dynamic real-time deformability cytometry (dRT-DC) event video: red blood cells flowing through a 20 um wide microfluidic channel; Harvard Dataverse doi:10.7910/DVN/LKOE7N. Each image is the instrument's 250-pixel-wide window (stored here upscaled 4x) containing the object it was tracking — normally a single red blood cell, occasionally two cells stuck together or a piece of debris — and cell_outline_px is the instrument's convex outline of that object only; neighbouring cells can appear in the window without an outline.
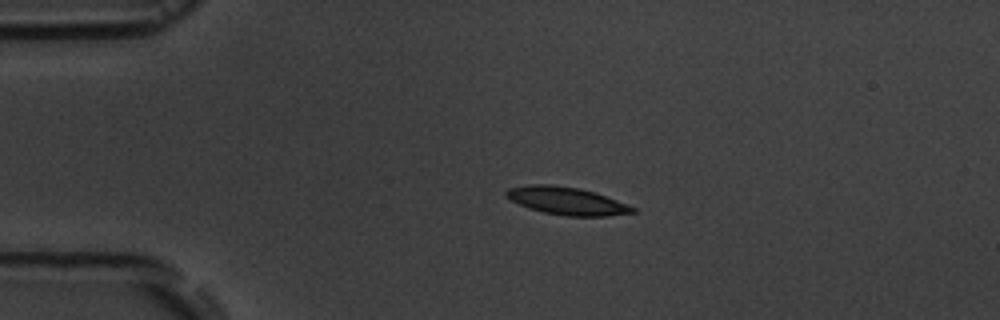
{"species": "common noctule bat (a hibernating species)", "species_latin": "Nyctalus noctula", "temperature_condition": "room temperature", "stored_images_in_passage": 3, "camera_frame_rate_fps": 3000, "um_per_image_px": 0.085, "animal": {"sex": "male", "body_mass_g": 19.5, "forearm_length_mm": 54.6}, "frame": {"image": 1, "passage_image": 3, "time_ms": 2.333, "image_size_px": [1000, 320], "cell_outline_px": [[636, 212], [608, 216], [568, 216], [544, 212], [528, 208], [504, 196], [504, 192], [508, 188], [528, 184], [552, 184], [580, 188], [596, 192], [636, 208]], "centroid_in_image_um": [48.15, 17.06], "position_along_channel_um": 36.8, "area_um2": 20.46}}